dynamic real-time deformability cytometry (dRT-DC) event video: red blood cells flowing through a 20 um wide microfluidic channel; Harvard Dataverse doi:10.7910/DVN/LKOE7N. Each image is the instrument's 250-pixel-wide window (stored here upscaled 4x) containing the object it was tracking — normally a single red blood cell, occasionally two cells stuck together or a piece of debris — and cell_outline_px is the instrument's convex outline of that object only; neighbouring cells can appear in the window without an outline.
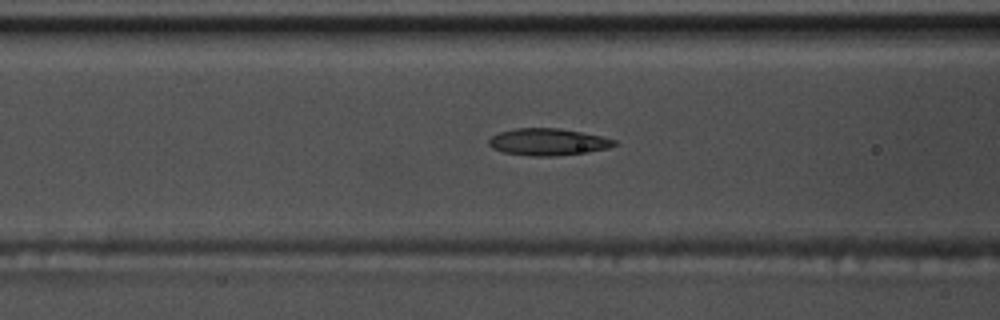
{"species": "common noctule bat (a hibernating species)", "species_latin": "Nyctalus noctula", "temperature_condition": "warm", "stored_images_in_passage": 42, "camera_frame_rate_fps": 3000, "um_per_image_px": 0.085, "animal": {"sex": "male", "body_mass_g": 17.5, "forearm_length_mm": 52.3}, "frame": {"image": 1, "passage_image": 8, "time_ms": 2.333, "image_size_px": [1000, 320], "cell_outline_px": [[616, 144], [608, 148], [588, 152], [556, 156], [532, 156], [504, 152], [492, 148], [488, 144], [488, 140], [492, 136], [500, 132], [516, 128], [560, 128], [600, 136], [616, 140]], "centroid_in_image_um": [46.56, 12.07], "position_along_channel_um": 120.0, "area_um2": 19.59}}
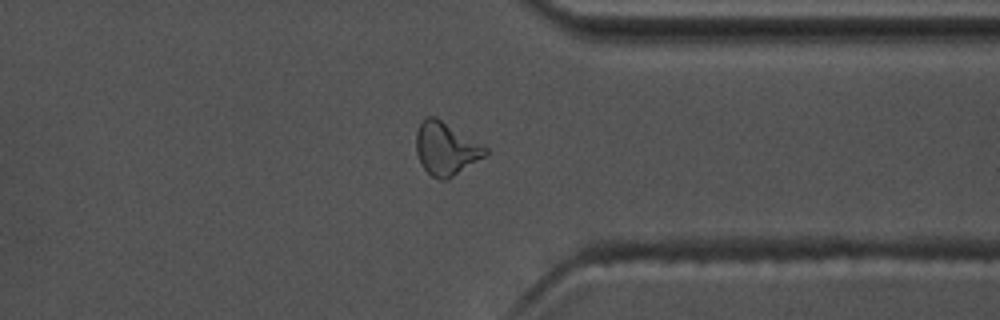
{"frame": {"image": 2, "passage_image": 29, "time_ms": 9.333, "image_size_px": [1000, 320], "cell_outline_px": [[488, 152], [484, 156], [448, 180], [440, 180], [432, 176], [420, 164], [416, 152], [416, 132], [420, 124], [428, 116], [436, 116], [484, 144], [488, 148]], "centroid_in_image_um": [37.91, 12.63], "position_along_channel_um": 373.5, "area_um2": 21.5}}
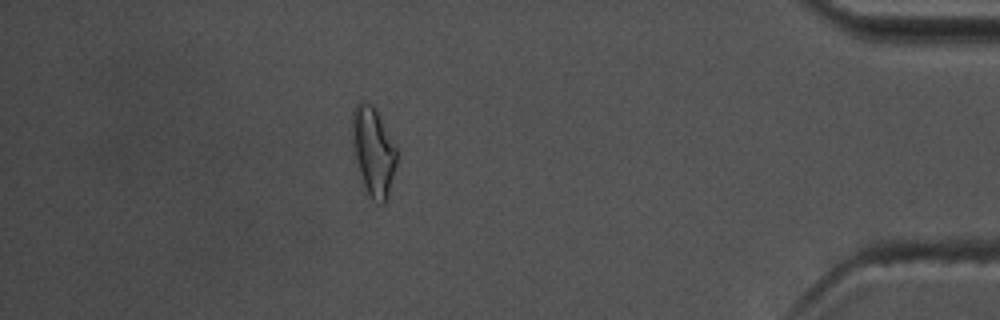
{"frame": {"image": 3, "passage_image": 35, "time_ms": 11.333, "image_size_px": [1000, 320], "cell_outline_px": [[396, 164], [388, 200], [384, 204], [380, 204], [372, 200], [364, 192], [352, 140], [352, 108], [360, 100], [364, 100], [372, 104], [376, 108], [396, 144]], "centroid_in_image_um": [31.74, 12.87], "position_along_channel_um": 403.5, "area_um2": 23.58}, "authors_computed_cell_mechanics": {"area_um2": 20.1144, "velocity_mm_per_s": 3.6832, "shape_relaxation_time_tau1_ms": null, "shape_relaxation_time_tau2_ms": 3.2751, "deformation_change_tau1": null, "deformation_change_tau2": 0.1142}}